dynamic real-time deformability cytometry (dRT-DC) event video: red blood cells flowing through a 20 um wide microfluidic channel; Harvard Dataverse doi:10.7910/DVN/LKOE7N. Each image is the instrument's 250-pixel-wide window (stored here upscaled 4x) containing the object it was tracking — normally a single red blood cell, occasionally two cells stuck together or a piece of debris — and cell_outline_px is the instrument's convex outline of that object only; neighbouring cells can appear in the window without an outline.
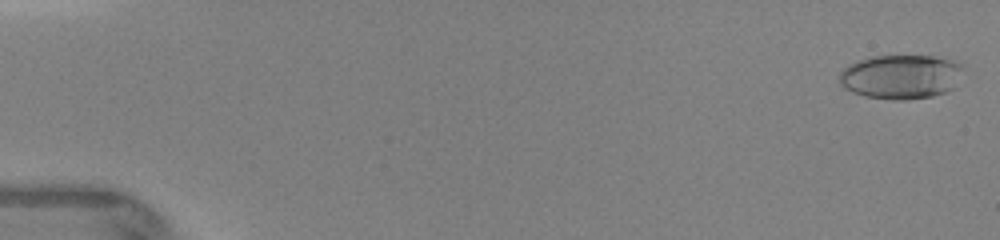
{"species": "human", "species_latin": "Homo sapiens", "temperature_condition": "warm", "stored_images_in_passage": 55, "camera_frame_rate_fps": 3000, "um_per_image_px": 0.085, "donor": {"sex": "female"}, "frame": {"image": 1, "passage_image": 1, "time_ms": 0.0, "image_size_px": [1000, 240], "cell_outline_px": [[964, 64], [952, 88], [944, 92], [932, 96], [908, 100], [892, 100], [864, 96], [852, 92], [840, 84], [840, 72], [848, 64], [868, 56], [932, 56], [952, 60]], "centroid_in_image_um": [76.53, 6.52], "position_along_channel_um": 8.5, "area_um2": 31.85}}
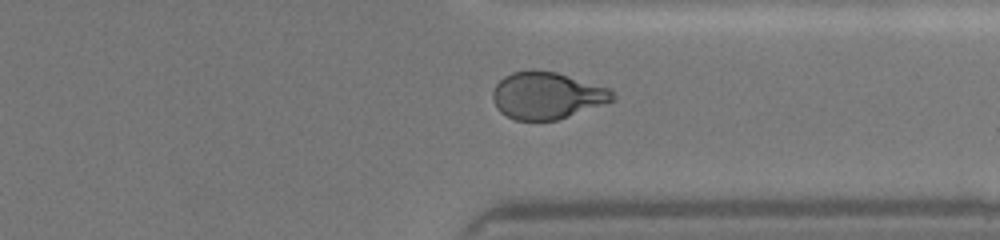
{"frame": {"image": 2, "passage_image": 43, "time_ms": 11.667, "image_size_px": [1000, 240], "cell_outline_px": [[616, 100], [556, 120], [516, 120], [500, 112], [496, 108], [492, 96], [492, 92], [496, 84], [504, 76], [512, 72], [532, 68], [556, 72], [612, 88], [616, 96]], "centroid_in_image_um": [46.5, 8.09], "position_along_channel_um": 364.9, "area_um2": 33.18}}
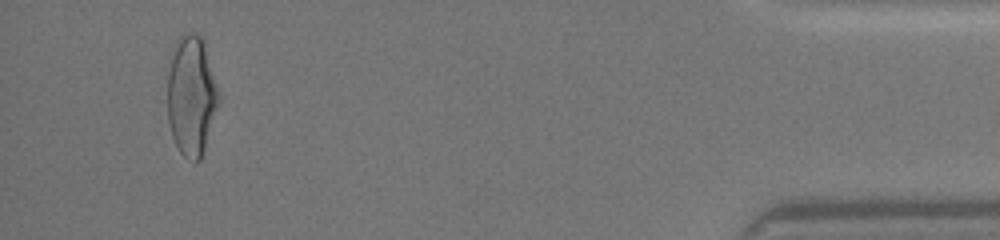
{"frame": {"image": 3, "passage_image": 54, "time_ms": 14.333, "image_size_px": [1000, 240], "cell_outline_px": [[220, 100], [200, 160], [196, 164], [184, 156], [180, 152], [172, 136], [168, 124], [168, 52], [176, 40], [184, 32], [196, 32], [200, 36], [204, 44], [220, 96]], "centroid_in_image_um": [16.23, 8.09], "position_along_channel_um": 419.0, "area_um2": 36.13}}